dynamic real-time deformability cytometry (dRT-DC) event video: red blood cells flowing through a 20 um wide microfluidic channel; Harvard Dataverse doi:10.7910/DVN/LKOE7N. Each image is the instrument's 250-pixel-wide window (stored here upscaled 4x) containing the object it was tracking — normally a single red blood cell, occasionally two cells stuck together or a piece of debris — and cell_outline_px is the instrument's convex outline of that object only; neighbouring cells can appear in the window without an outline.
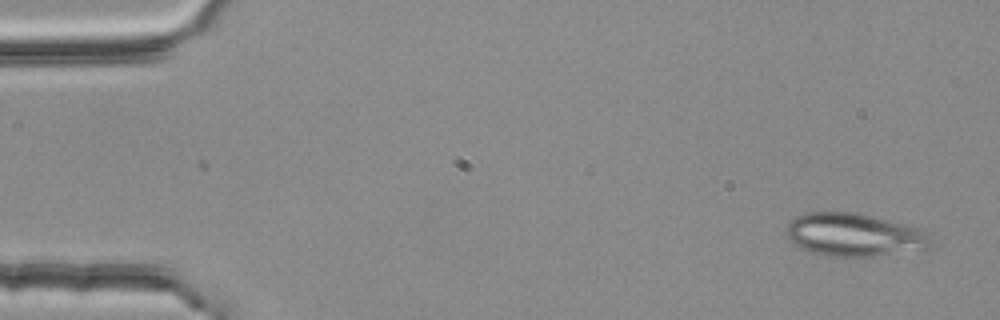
{"species": "common noctule bat (a hibernating species)", "species_latin": "Nyctalus noctula", "temperature_condition": "room temperature", "stored_images_in_passage": 5, "camera_frame_rate_fps": 3000, "um_per_image_px": 0.085, "animal": {"sex": "female", "body_mass_g": 25.1}, "frame": {"image": 1, "passage_image": 5, "time_ms": 1.333, "image_size_px": [1000, 320], "cell_outline_px": [[932, 248], [928, 252], [872, 256], [824, 256], [812, 252], [792, 244], [788, 236], [788, 224], [796, 216], [808, 212], [852, 212], [888, 220], [916, 228], [924, 232], [928, 236], [932, 244]], "centroid_in_image_um": [72.67, 20.0], "position_along_channel_um": 12.3, "area_um2": 36.41}}